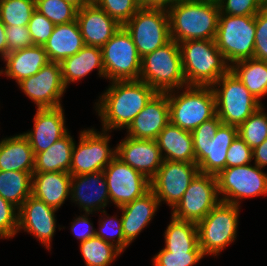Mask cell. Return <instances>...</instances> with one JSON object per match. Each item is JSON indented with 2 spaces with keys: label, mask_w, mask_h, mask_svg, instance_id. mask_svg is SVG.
I'll list each match as a JSON object with an SVG mask.
<instances>
[{
  "label": "cell",
  "mask_w": 267,
  "mask_h": 266,
  "mask_svg": "<svg viewBox=\"0 0 267 266\" xmlns=\"http://www.w3.org/2000/svg\"><path fill=\"white\" fill-rule=\"evenodd\" d=\"M219 197L216 176L199 172L172 209L171 216L197 224L220 202Z\"/></svg>",
  "instance_id": "obj_14"
},
{
  "label": "cell",
  "mask_w": 267,
  "mask_h": 266,
  "mask_svg": "<svg viewBox=\"0 0 267 266\" xmlns=\"http://www.w3.org/2000/svg\"><path fill=\"white\" fill-rule=\"evenodd\" d=\"M33 119L34 129L22 134L28 139L34 155L46 151L69 132L65 127L66 119L62 106L37 108Z\"/></svg>",
  "instance_id": "obj_20"
},
{
  "label": "cell",
  "mask_w": 267,
  "mask_h": 266,
  "mask_svg": "<svg viewBox=\"0 0 267 266\" xmlns=\"http://www.w3.org/2000/svg\"><path fill=\"white\" fill-rule=\"evenodd\" d=\"M80 251L86 266H109L122 253L96 235L81 242Z\"/></svg>",
  "instance_id": "obj_35"
},
{
  "label": "cell",
  "mask_w": 267,
  "mask_h": 266,
  "mask_svg": "<svg viewBox=\"0 0 267 266\" xmlns=\"http://www.w3.org/2000/svg\"><path fill=\"white\" fill-rule=\"evenodd\" d=\"M85 46L77 21L55 25L43 48L49 62H61Z\"/></svg>",
  "instance_id": "obj_27"
},
{
  "label": "cell",
  "mask_w": 267,
  "mask_h": 266,
  "mask_svg": "<svg viewBox=\"0 0 267 266\" xmlns=\"http://www.w3.org/2000/svg\"><path fill=\"white\" fill-rule=\"evenodd\" d=\"M90 214L93 213H84L83 215L76 217V219H74L71 223L70 229L72 234L80 241V243L95 236L96 229H94L93 223H91L88 218V215Z\"/></svg>",
  "instance_id": "obj_48"
},
{
  "label": "cell",
  "mask_w": 267,
  "mask_h": 266,
  "mask_svg": "<svg viewBox=\"0 0 267 266\" xmlns=\"http://www.w3.org/2000/svg\"><path fill=\"white\" fill-rule=\"evenodd\" d=\"M33 172L0 170V196L18 209L32 195Z\"/></svg>",
  "instance_id": "obj_34"
},
{
  "label": "cell",
  "mask_w": 267,
  "mask_h": 266,
  "mask_svg": "<svg viewBox=\"0 0 267 266\" xmlns=\"http://www.w3.org/2000/svg\"><path fill=\"white\" fill-rule=\"evenodd\" d=\"M76 21L88 46H104L121 27L94 2L77 11Z\"/></svg>",
  "instance_id": "obj_23"
},
{
  "label": "cell",
  "mask_w": 267,
  "mask_h": 266,
  "mask_svg": "<svg viewBox=\"0 0 267 266\" xmlns=\"http://www.w3.org/2000/svg\"><path fill=\"white\" fill-rule=\"evenodd\" d=\"M71 175L65 172H43L32 175V196L59 209L70 197Z\"/></svg>",
  "instance_id": "obj_26"
},
{
  "label": "cell",
  "mask_w": 267,
  "mask_h": 266,
  "mask_svg": "<svg viewBox=\"0 0 267 266\" xmlns=\"http://www.w3.org/2000/svg\"><path fill=\"white\" fill-rule=\"evenodd\" d=\"M57 210L31 195L19 208L18 233L24 230L32 234L47 250H51Z\"/></svg>",
  "instance_id": "obj_18"
},
{
  "label": "cell",
  "mask_w": 267,
  "mask_h": 266,
  "mask_svg": "<svg viewBox=\"0 0 267 266\" xmlns=\"http://www.w3.org/2000/svg\"><path fill=\"white\" fill-rule=\"evenodd\" d=\"M166 251H202L199 246L197 224L178 220L171 221L164 232Z\"/></svg>",
  "instance_id": "obj_33"
},
{
  "label": "cell",
  "mask_w": 267,
  "mask_h": 266,
  "mask_svg": "<svg viewBox=\"0 0 267 266\" xmlns=\"http://www.w3.org/2000/svg\"><path fill=\"white\" fill-rule=\"evenodd\" d=\"M198 173L199 167L196 163L164 160L150 180L151 190L160 204L164 201L173 209Z\"/></svg>",
  "instance_id": "obj_16"
},
{
  "label": "cell",
  "mask_w": 267,
  "mask_h": 266,
  "mask_svg": "<svg viewBox=\"0 0 267 266\" xmlns=\"http://www.w3.org/2000/svg\"><path fill=\"white\" fill-rule=\"evenodd\" d=\"M260 106L239 127L238 136L254 149L267 139V113Z\"/></svg>",
  "instance_id": "obj_37"
},
{
  "label": "cell",
  "mask_w": 267,
  "mask_h": 266,
  "mask_svg": "<svg viewBox=\"0 0 267 266\" xmlns=\"http://www.w3.org/2000/svg\"><path fill=\"white\" fill-rule=\"evenodd\" d=\"M141 8L168 10L177 0H137Z\"/></svg>",
  "instance_id": "obj_50"
},
{
  "label": "cell",
  "mask_w": 267,
  "mask_h": 266,
  "mask_svg": "<svg viewBox=\"0 0 267 266\" xmlns=\"http://www.w3.org/2000/svg\"><path fill=\"white\" fill-rule=\"evenodd\" d=\"M119 142L116 156L151 180L164 161L157 141L125 136Z\"/></svg>",
  "instance_id": "obj_19"
},
{
  "label": "cell",
  "mask_w": 267,
  "mask_h": 266,
  "mask_svg": "<svg viewBox=\"0 0 267 266\" xmlns=\"http://www.w3.org/2000/svg\"><path fill=\"white\" fill-rule=\"evenodd\" d=\"M27 27L33 44L43 46L51 36L55 24L35 9Z\"/></svg>",
  "instance_id": "obj_44"
},
{
  "label": "cell",
  "mask_w": 267,
  "mask_h": 266,
  "mask_svg": "<svg viewBox=\"0 0 267 266\" xmlns=\"http://www.w3.org/2000/svg\"><path fill=\"white\" fill-rule=\"evenodd\" d=\"M64 85L80 81L97 68L98 75L105 78L101 47L85 45L78 53L60 62Z\"/></svg>",
  "instance_id": "obj_29"
},
{
  "label": "cell",
  "mask_w": 267,
  "mask_h": 266,
  "mask_svg": "<svg viewBox=\"0 0 267 266\" xmlns=\"http://www.w3.org/2000/svg\"><path fill=\"white\" fill-rule=\"evenodd\" d=\"M102 213L103 215L105 214V218L99 220V230H96L95 235L124 252L125 248L130 244L125 240L123 234L122 218L117 219L115 216H106L108 214L105 209L101 211Z\"/></svg>",
  "instance_id": "obj_39"
},
{
  "label": "cell",
  "mask_w": 267,
  "mask_h": 266,
  "mask_svg": "<svg viewBox=\"0 0 267 266\" xmlns=\"http://www.w3.org/2000/svg\"><path fill=\"white\" fill-rule=\"evenodd\" d=\"M74 144L75 141L68 132L46 151L35 154L33 173H69Z\"/></svg>",
  "instance_id": "obj_31"
},
{
  "label": "cell",
  "mask_w": 267,
  "mask_h": 266,
  "mask_svg": "<svg viewBox=\"0 0 267 266\" xmlns=\"http://www.w3.org/2000/svg\"><path fill=\"white\" fill-rule=\"evenodd\" d=\"M6 38L7 54L34 45L27 26H6Z\"/></svg>",
  "instance_id": "obj_47"
},
{
  "label": "cell",
  "mask_w": 267,
  "mask_h": 266,
  "mask_svg": "<svg viewBox=\"0 0 267 266\" xmlns=\"http://www.w3.org/2000/svg\"><path fill=\"white\" fill-rule=\"evenodd\" d=\"M211 87L216 99V114L225 125L239 127L263 105L231 70Z\"/></svg>",
  "instance_id": "obj_7"
},
{
  "label": "cell",
  "mask_w": 267,
  "mask_h": 266,
  "mask_svg": "<svg viewBox=\"0 0 267 266\" xmlns=\"http://www.w3.org/2000/svg\"><path fill=\"white\" fill-rule=\"evenodd\" d=\"M110 84L95 103L102 130L109 132L126 129L157 93L141 80L113 81Z\"/></svg>",
  "instance_id": "obj_1"
},
{
  "label": "cell",
  "mask_w": 267,
  "mask_h": 266,
  "mask_svg": "<svg viewBox=\"0 0 267 266\" xmlns=\"http://www.w3.org/2000/svg\"><path fill=\"white\" fill-rule=\"evenodd\" d=\"M34 160L33 149L22 133L0 141V170L33 172Z\"/></svg>",
  "instance_id": "obj_30"
},
{
  "label": "cell",
  "mask_w": 267,
  "mask_h": 266,
  "mask_svg": "<svg viewBox=\"0 0 267 266\" xmlns=\"http://www.w3.org/2000/svg\"><path fill=\"white\" fill-rule=\"evenodd\" d=\"M216 180L220 201L226 203L240 206L242 199L267 195V173L256 164L225 168Z\"/></svg>",
  "instance_id": "obj_11"
},
{
  "label": "cell",
  "mask_w": 267,
  "mask_h": 266,
  "mask_svg": "<svg viewBox=\"0 0 267 266\" xmlns=\"http://www.w3.org/2000/svg\"><path fill=\"white\" fill-rule=\"evenodd\" d=\"M156 141L164 160L196 163L191 132L169 122Z\"/></svg>",
  "instance_id": "obj_28"
},
{
  "label": "cell",
  "mask_w": 267,
  "mask_h": 266,
  "mask_svg": "<svg viewBox=\"0 0 267 266\" xmlns=\"http://www.w3.org/2000/svg\"><path fill=\"white\" fill-rule=\"evenodd\" d=\"M110 202L118 208L151 189L150 180L115 156L103 170Z\"/></svg>",
  "instance_id": "obj_15"
},
{
  "label": "cell",
  "mask_w": 267,
  "mask_h": 266,
  "mask_svg": "<svg viewBox=\"0 0 267 266\" xmlns=\"http://www.w3.org/2000/svg\"><path fill=\"white\" fill-rule=\"evenodd\" d=\"M35 9V0H0V19L5 26H27Z\"/></svg>",
  "instance_id": "obj_36"
},
{
  "label": "cell",
  "mask_w": 267,
  "mask_h": 266,
  "mask_svg": "<svg viewBox=\"0 0 267 266\" xmlns=\"http://www.w3.org/2000/svg\"><path fill=\"white\" fill-rule=\"evenodd\" d=\"M110 17L124 26L141 8L137 0H93Z\"/></svg>",
  "instance_id": "obj_40"
},
{
  "label": "cell",
  "mask_w": 267,
  "mask_h": 266,
  "mask_svg": "<svg viewBox=\"0 0 267 266\" xmlns=\"http://www.w3.org/2000/svg\"><path fill=\"white\" fill-rule=\"evenodd\" d=\"M2 60L6 64L4 71L0 70V75L4 74L8 78L16 80L17 84L23 79L35 75L49 62L41 45L11 51Z\"/></svg>",
  "instance_id": "obj_25"
},
{
  "label": "cell",
  "mask_w": 267,
  "mask_h": 266,
  "mask_svg": "<svg viewBox=\"0 0 267 266\" xmlns=\"http://www.w3.org/2000/svg\"><path fill=\"white\" fill-rule=\"evenodd\" d=\"M169 122L167 92H157L126 128L127 136L136 139L156 140Z\"/></svg>",
  "instance_id": "obj_21"
},
{
  "label": "cell",
  "mask_w": 267,
  "mask_h": 266,
  "mask_svg": "<svg viewBox=\"0 0 267 266\" xmlns=\"http://www.w3.org/2000/svg\"><path fill=\"white\" fill-rule=\"evenodd\" d=\"M191 134L199 172L216 176L226 168L227 151L238 135V127L223 124L216 115Z\"/></svg>",
  "instance_id": "obj_3"
},
{
  "label": "cell",
  "mask_w": 267,
  "mask_h": 266,
  "mask_svg": "<svg viewBox=\"0 0 267 266\" xmlns=\"http://www.w3.org/2000/svg\"><path fill=\"white\" fill-rule=\"evenodd\" d=\"M240 206L220 201L197 223L199 246L204 255L217 257L235 241Z\"/></svg>",
  "instance_id": "obj_9"
},
{
  "label": "cell",
  "mask_w": 267,
  "mask_h": 266,
  "mask_svg": "<svg viewBox=\"0 0 267 266\" xmlns=\"http://www.w3.org/2000/svg\"><path fill=\"white\" fill-rule=\"evenodd\" d=\"M64 1L72 4L78 10L82 9L84 6H87L93 2V0H64Z\"/></svg>",
  "instance_id": "obj_52"
},
{
  "label": "cell",
  "mask_w": 267,
  "mask_h": 266,
  "mask_svg": "<svg viewBox=\"0 0 267 266\" xmlns=\"http://www.w3.org/2000/svg\"><path fill=\"white\" fill-rule=\"evenodd\" d=\"M253 151V159H254V164L257 166L261 167L262 169L267 166V139L254 149Z\"/></svg>",
  "instance_id": "obj_49"
},
{
  "label": "cell",
  "mask_w": 267,
  "mask_h": 266,
  "mask_svg": "<svg viewBox=\"0 0 267 266\" xmlns=\"http://www.w3.org/2000/svg\"><path fill=\"white\" fill-rule=\"evenodd\" d=\"M19 88L37 108H56L66 92L59 62H48L39 72L18 83Z\"/></svg>",
  "instance_id": "obj_17"
},
{
  "label": "cell",
  "mask_w": 267,
  "mask_h": 266,
  "mask_svg": "<svg viewBox=\"0 0 267 266\" xmlns=\"http://www.w3.org/2000/svg\"><path fill=\"white\" fill-rule=\"evenodd\" d=\"M254 58L267 62V4L255 15Z\"/></svg>",
  "instance_id": "obj_45"
},
{
  "label": "cell",
  "mask_w": 267,
  "mask_h": 266,
  "mask_svg": "<svg viewBox=\"0 0 267 266\" xmlns=\"http://www.w3.org/2000/svg\"><path fill=\"white\" fill-rule=\"evenodd\" d=\"M196 1H205V2L219 3L220 0H196Z\"/></svg>",
  "instance_id": "obj_53"
},
{
  "label": "cell",
  "mask_w": 267,
  "mask_h": 266,
  "mask_svg": "<svg viewBox=\"0 0 267 266\" xmlns=\"http://www.w3.org/2000/svg\"><path fill=\"white\" fill-rule=\"evenodd\" d=\"M179 46L187 85L212 86L231 69L215 40H189Z\"/></svg>",
  "instance_id": "obj_4"
},
{
  "label": "cell",
  "mask_w": 267,
  "mask_h": 266,
  "mask_svg": "<svg viewBox=\"0 0 267 266\" xmlns=\"http://www.w3.org/2000/svg\"><path fill=\"white\" fill-rule=\"evenodd\" d=\"M124 27L141 58L171 40L166 9L140 8Z\"/></svg>",
  "instance_id": "obj_13"
},
{
  "label": "cell",
  "mask_w": 267,
  "mask_h": 266,
  "mask_svg": "<svg viewBox=\"0 0 267 266\" xmlns=\"http://www.w3.org/2000/svg\"><path fill=\"white\" fill-rule=\"evenodd\" d=\"M139 80L159 93L187 86L179 44L171 39L164 46L142 57Z\"/></svg>",
  "instance_id": "obj_6"
},
{
  "label": "cell",
  "mask_w": 267,
  "mask_h": 266,
  "mask_svg": "<svg viewBox=\"0 0 267 266\" xmlns=\"http://www.w3.org/2000/svg\"><path fill=\"white\" fill-rule=\"evenodd\" d=\"M158 206H161L159 200L150 189L143 196L118 207L122 212L123 234L129 244L150 224L159 208Z\"/></svg>",
  "instance_id": "obj_24"
},
{
  "label": "cell",
  "mask_w": 267,
  "mask_h": 266,
  "mask_svg": "<svg viewBox=\"0 0 267 266\" xmlns=\"http://www.w3.org/2000/svg\"><path fill=\"white\" fill-rule=\"evenodd\" d=\"M230 70L261 103V98L267 95V62L244 59L233 63Z\"/></svg>",
  "instance_id": "obj_32"
},
{
  "label": "cell",
  "mask_w": 267,
  "mask_h": 266,
  "mask_svg": "<svg viewBox=\"0 0 267 266\" xmlns=\"http://www.w3.org/2000/svg\"><path fill=\"white\" fill-rule=\"evenodd\" d=\"M105 79L113 81L139 80L141 57L130 33L121 26L101 47Z\"/></svg>",
  "instance_id": "obj_10"
},
{
  "label": "cell",
  "mask_w": 267,
  "mask_h": 266,
  "mask_svg": "<svg viewBox=\"0 0 267 266\" xmlns=\"http://www.w3.org/2000/svg\"><path fill=\"white\" fill-rule=\"evenodd\" d=\"M36 10L55 25L73 22L78 9L64 0H35Z\"/></svg>",
  "instance_id": "obj_38"
},
{
  "label": "cell",
  "mask_w": 267,
  "mask_h": 266,
  "mask_svg": "<svg viewBox=\"0 0 267 266\" xmlns=\"http://www.w3.org/2000/svg\"><path fill=\"white\" fill-rule=\"evenodd\" d=\"M183 88L167 92L170 123L192 132L217 115L215 94L211 86L187 85L185 90Z\"/></svg>",
  "instance_id": "obj_5"
},
{
  "label": "cell",
  "mask_w": 267,
  "mask_h": 266,
  "mask_svg": "<svg viewBox=\"0 0 267 266\" xmlns=\"http://www.w3.org/2000/svg\"><path fill=\"white\" fill-rule=\"evenodd\" d=\"M170 37L178 44L189 40H214L218 27V3L177 0L168 10Z\"/></svg>",
  "instance_id": "obj_2"
},
{
  "label": "cell",
  "mask_w": 267,
  "mask_h": 266,
  "mask_svg": "<svg viewBox=\"0 0 267 266\" xmlns=\"http://www.w3.org/2000/svg\"><path fill=\"white\" fill-rule=\"evenodd\" d=\"M19 209L0 196V238L11 239L18 233Z\"/></svg>",
  "instance_id": "obj_43"
},
{
  "label": "cell",
  "mask_w": 267,
  "mask_h": 266,
  "mask_svg": "<svg viewBox=\"0 0 267 266\" xmlns=\"http://www.w3.org/2000/svg\"><path fill=\"white\" fill-rule=\"evenodd\" d=\"M7 55L6 26L0 19V56L3 59Z\"/></svg>",
  "instance_id": "obj_51"
},
{
  "label": "cell",
  "mask_w": 267,
  "mask_h": 266,
  "mask_svg": "<svg viewBox=\"0 0 267 266\" xmlns=\"http://www.w3.org/2000/svg\"><path fill=\"white\" fill-rule=\"evenodd\" d=\"M255 34V15L219 14L214 40L226 61L232 65L240 60L254 58Z\"/></svg>",
  "instance_id": "obj_8"
},
{
  "label": "cell",
  "mask_w": 267,
  "mask_h": 266,
  "mask_svg": "<svg viewBox=\"0 0 267 266\" xmlns=\"http://www.w3.org/2000/svg\"><path fill=\"white\" fill-rule=\"evenodd\" d=\"M220 14L234 16L256 15L266 4L267 0H220Z\"/></svg>",
  "instance_id": "obj_42"
},
{
  "label": "cell",
  "mask_w": 267,
  "mask_h": 266,
  "mask_svg": "<svg viewBox=\"0 0 267 266\" xmlns=\"http://www.w3.org/2000/svg\"><path fill=\"white\" fill-rule=\"evenodd\" d=\"M205 255L203 251H166L161 249L153 257V266H193Z\"/></svg>",
  "instance_id": "obj_41"
},
{
  "label": "cell",
  "mask_w": 267,
  "mask_h": 266,
  "mask_svg": "<svg viewBox=\"0 0 267 266\" xmlns=\"http://www.w3.org/2000/svg\"><path fill=\"white\" fill-rule=\"evenodd\" d=\"M252 160V149L237 135L227 151L226 168L244 166Z\"/></svg>",
  "instance_id": "obj_46"
},
{
  "label": "cell",
  "mask_w": 267,
  "mask_h": 266,
  "mask_svg": "<svg viewBox=\"0 0 267 266\" xmlns=\"http://www.w3.org/2000/svg\"><path fill=\"white\" fill-rule=\"evenodd\" d=\"M70 197L85 213L104 209L110 201L104 172L71 176Z\"/></svg>",
  "instance_id": "obj_22"
},
{
  "label": "cell",
  "mask_w": 267,
  "mask_h": 266,
  "mask_svg": "<svg viewBox=\"0 0 267 266\" xmlns=\"http://www.w3.org/2000/svg\"><path fill=\"white\" fill-rule=\"evenodd\" d=\"M84 129L80 131L79 143L74 144L69 174L71 176L103 171L116 156L117 149L110 147L109 131Z\"/></svg>",
  "instance_id": "obj_12"
}]
</instances>
